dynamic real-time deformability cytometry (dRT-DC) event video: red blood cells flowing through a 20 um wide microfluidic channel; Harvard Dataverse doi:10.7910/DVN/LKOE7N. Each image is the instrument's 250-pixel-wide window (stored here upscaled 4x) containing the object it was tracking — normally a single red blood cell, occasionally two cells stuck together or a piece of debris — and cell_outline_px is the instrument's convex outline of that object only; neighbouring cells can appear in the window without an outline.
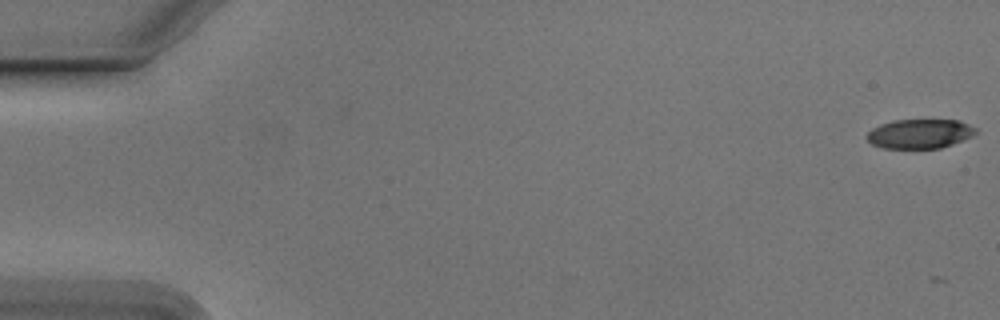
{"species": "Egyptian fruit bat (a non-hibernating species)", "species_latin": "Rousettus aegyptiacus", "temperature_condition": "cold", "stored_images_in_passage": 9, "camera_frame_rate_fps": 3000, "um_per_image_px": 0.085, "animal": {"sex": "male"}, "frame": {"image": 1, "passage_image": 1, "time_ms": 0.0, "image_size_px": [1000, 320], "cell_outline_px": [[976, 132], [972, 136], [952, 144], [940, 148], [884, 148], [872, 144], [864, 136], [872, 128], [880, 124], [892, 120], [960, 120], [976, 128]], "centroid_in_image_um": [78.15, 11.36], "position_along_channel_um": 6.8, "area_um2": 18.61}}